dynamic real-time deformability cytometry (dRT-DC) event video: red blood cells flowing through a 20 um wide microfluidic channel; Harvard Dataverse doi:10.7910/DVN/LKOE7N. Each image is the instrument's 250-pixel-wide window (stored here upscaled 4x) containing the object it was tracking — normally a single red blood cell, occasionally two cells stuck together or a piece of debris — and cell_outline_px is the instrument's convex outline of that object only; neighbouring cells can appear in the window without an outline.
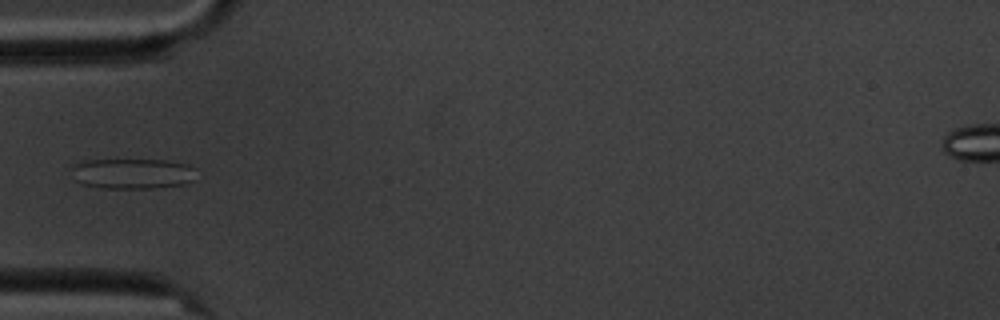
{"species": "common noctule bat (a hibernating species)", "species_latin": "Nyctalus noctula", "temperature_condition": "cold", "stored_images_in_passage": 15, "camera_frame_rate_fps": 3000, "um_per_image_px": 0.085, "animal": {"sex": "male", "body_mass_g": 20.1, "forearm_length_mm": 53.5}, "frame": {"image": 1, "passage_image": 5, "time_ms": 5.333, "image_size_px": [1000, 320], "cell_outline_px": [[196, 180], [184, 184], [156, 188], [104, 188], [84, 184], [76, 180], [72, 168], [72, 164], [84, 160], [164, 160], [188, 164], [196, 168]], "centroid_in_image_um": [11.33, 14.75], "position_along_channel_um": 73.7, "area_um2": 22.25}}
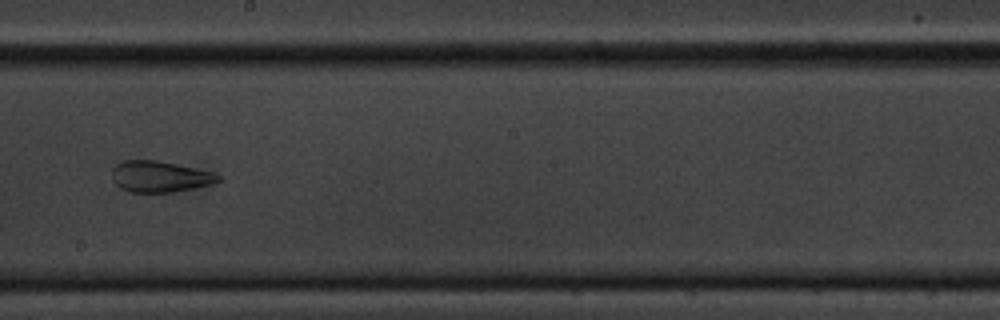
{"frame": {"image": 2, "passage_image": 9, "time_ms": 10.0, "image_size_px": [1000, 320], "cell_outline_px": [[224, 180], [212, 184], [172, 192], [132, 192], [120, 188], [112, 180], [112, 168], [116, 164], [124, 160], [156, 160], [216, 172]], "centroid_in_image_um": [13.61, 15.0], "position_along_channel_um": 234.6, "area_um2": 19.42}}
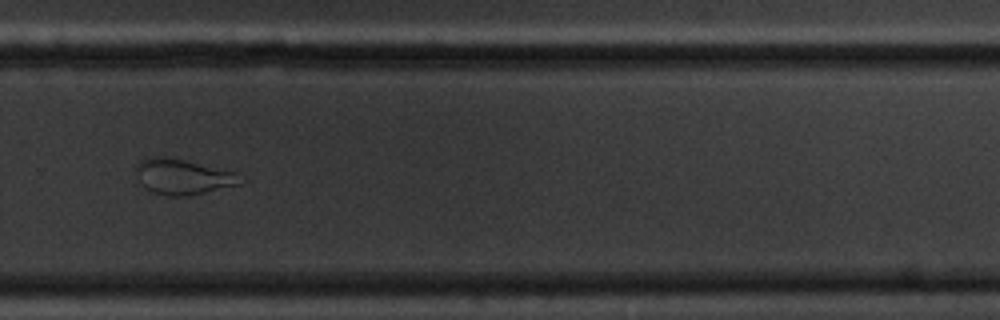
{"frame": {"image": 3, "passage_image": 11, "time_ms": 12.333, "image_size_px": [1000, 320], "cell_outline_px": [[248, 180], [240, 184], [188, 196], [168, 196], [152, 192], [140, 180], [136, 172], [136, 164], [140, 160], [148, 156], [164, 156], [184, 160], [240, 172]], "centroid_in_image_um": [15.64, 15.0], "position_along_channel_um": 314.2, "area_um2": 21.85}, "authors_computed_cell_mechanics": {"area_um2": 22.253, "velocity_mm_per_s": 3.4341, "shape_relaxation_time_tau1_ms": null, "shape_relaxation_time_tau2_ms": 1.7269, "deformation_change_tau1": null, "deformation_change_tau2": 0.0848}}